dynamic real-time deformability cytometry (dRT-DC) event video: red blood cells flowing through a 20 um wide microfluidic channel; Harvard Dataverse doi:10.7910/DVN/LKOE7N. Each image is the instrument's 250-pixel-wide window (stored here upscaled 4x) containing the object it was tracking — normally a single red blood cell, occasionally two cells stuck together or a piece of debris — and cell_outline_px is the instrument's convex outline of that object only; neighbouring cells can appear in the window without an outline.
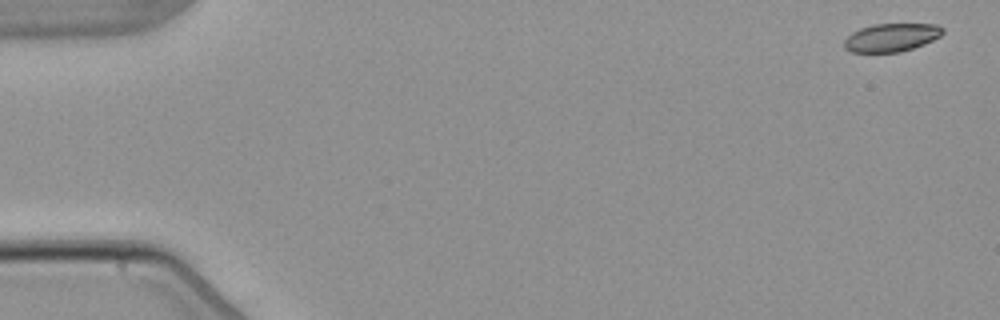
{"species": "common noctule bat (a hibernating species)", "species_latin": "Nyctalus noctula", "temperature_condition": "warm", "stored_images_in_passage": 4, "camera_frame_rate_fps": 3000, "um_per_image_px": 0.085, "animal": {"sex": "male", "body_mass_g": 21.5, "forearm_length_mm": 52.0}, "frame": {"image": 1, "passage_image": 1, "time_ms": 0.0, "image_size_px": [1000, 320], "cell_outline_px": [[944, 32], [940, 36], [924, 44], [900, 52], [852, 52], [844, 48], [844, 40], [852, 32], [860, 28], [872, 24], [936, 24], [944, 28]], "centroid_in_image_um": [75.76, 3.18], "position_along_channel_um": 9.2, "area_um2": 16.18}}
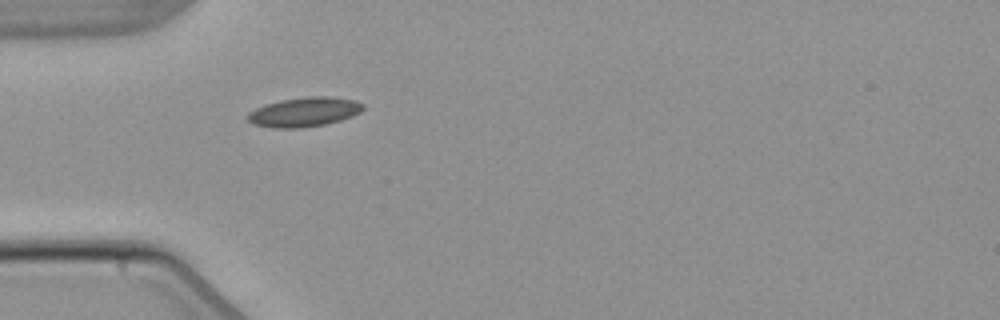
{"frame": {"image": 2, "passage_image": 4, "time_ms": 5.0, "image_size_px": [1000, 320], "cell_outline_px": [[364, 108], [360, 112], [352, 116], [340, 120], [324, 124], [300, 128], [272, 128], [252, 124], [244, 116], [248, 112], [264, 104], [280, 100], [308, 96], [332, 96], [356, 100], [364, 104]], "centroid_in_image_um": [25.83, 9.51], "position_along_channel_um": 59.2, "area_um2": 20.06}}